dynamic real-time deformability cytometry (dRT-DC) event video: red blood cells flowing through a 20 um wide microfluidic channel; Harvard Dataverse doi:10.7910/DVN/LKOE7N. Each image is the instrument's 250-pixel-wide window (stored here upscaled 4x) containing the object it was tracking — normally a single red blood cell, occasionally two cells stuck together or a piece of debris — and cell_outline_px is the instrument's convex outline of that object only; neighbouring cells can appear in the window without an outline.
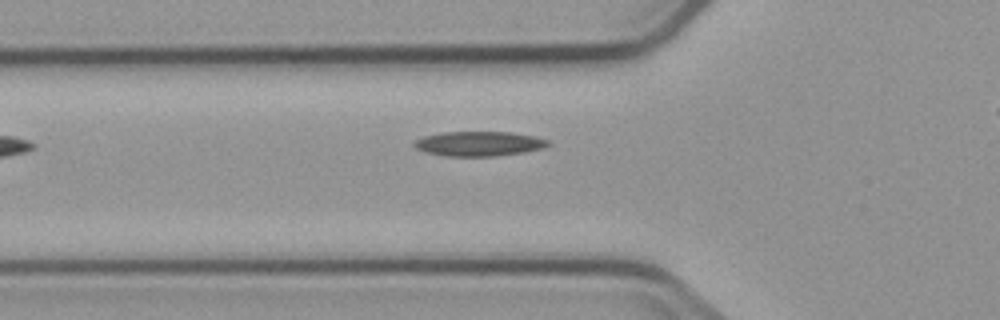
{"species": "common noctule bat (a hibernating species)", "species_latin": "Nyctalus noctula", "temperature_condition": "cold", "stored_images_in_passage": 2, "camera_frame_rate_fps": 3000, "um_per_image_px": 0.085, "animal": {"sex": "male", "body_mass_g": 23.1, "forearm_length_mm": 52.7}, "frame": {"image": 1, "passage_image": 2, "time_ms": 1.333, "image_size_px": [1000, 320], "cell_outline_px": [[548, 144], [540, 148], [524, 152], [496, 156], [448, 156], [424, 152], [416, 148], [412, 144], [416, 140], [424, 136], [444, 132], [512, 132], [532, 136], [548, 140]], "centroid_in_image_um": [40.66, 12.21], "position_along_channel_um": 85.1, "area_um2": 19.02}}